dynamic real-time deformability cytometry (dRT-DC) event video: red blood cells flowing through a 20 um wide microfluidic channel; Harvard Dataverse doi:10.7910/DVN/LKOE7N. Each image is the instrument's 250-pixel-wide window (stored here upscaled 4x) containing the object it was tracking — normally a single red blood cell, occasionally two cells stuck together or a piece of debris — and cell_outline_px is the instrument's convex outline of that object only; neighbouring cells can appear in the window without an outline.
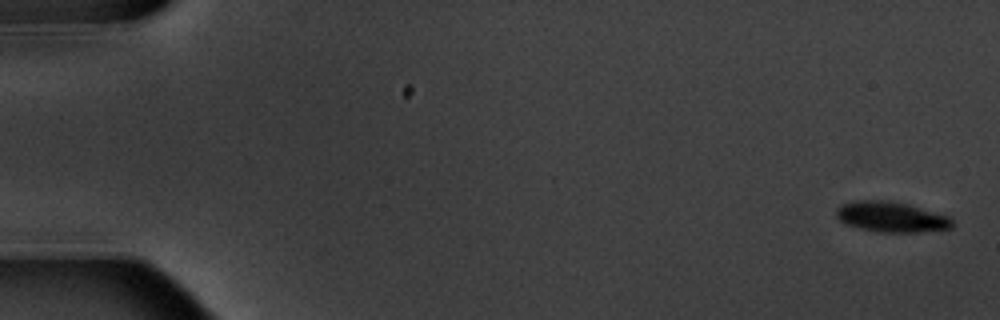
{"species": "common noctule bat (a hibernating species)", "species_latin": "Nyctalus noctula", "temperature_condition": "warm", "stored_images_in_passage": 6, "camera_frame_rate_fps": 3000, "um_per_image_px": 0.085, "animal": {"sex": "male", "body_mass_g": 20.1, "forearm_length_mm": 53.5}, "frame": {"image": 1, "passage_image": 1, "time_ms": 0.0, "image_size_px": [1000, 320], "cell_outline_px": [[952, 228], [920, 232], [876, 232], [844, 224], [836, 216], [836, 208], [840, 204], [852, 200], [892, 200], [908, 204], [948, 216], [952, 220]], "centroid_in_image_um": [75.7, 18.43], "position_along_channel_um": 9.3, "area_um2": 20.75}}
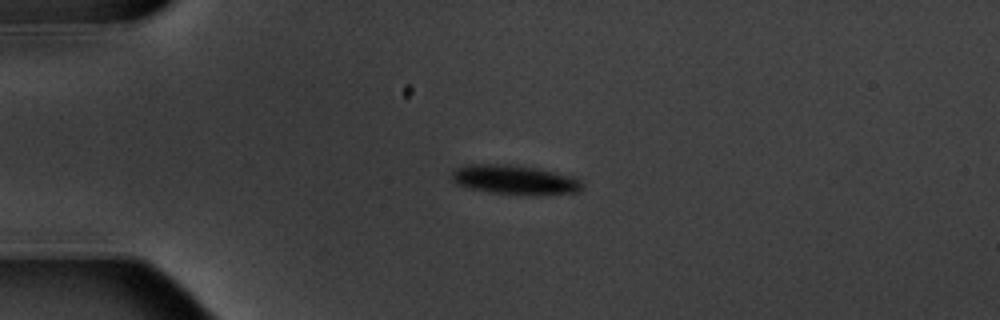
{"frame": {"image": 2, "passage_image": 4, "time_ms": 4.333, "image_size_px": [1000, 320], "cell_outline_px": [[584, 188], [580, 192], [492, 192], [472, 188], [456, 184], [452, 180], [452, 172], [456, 168], [464, 164], [508, 164], [536, 168], [556, 172], [580, 180], [584, 184]], "centroid_in_image_um": [43.68, 15.22], "position_along_channel_um": 41.3, "area_um2": 21.21}}